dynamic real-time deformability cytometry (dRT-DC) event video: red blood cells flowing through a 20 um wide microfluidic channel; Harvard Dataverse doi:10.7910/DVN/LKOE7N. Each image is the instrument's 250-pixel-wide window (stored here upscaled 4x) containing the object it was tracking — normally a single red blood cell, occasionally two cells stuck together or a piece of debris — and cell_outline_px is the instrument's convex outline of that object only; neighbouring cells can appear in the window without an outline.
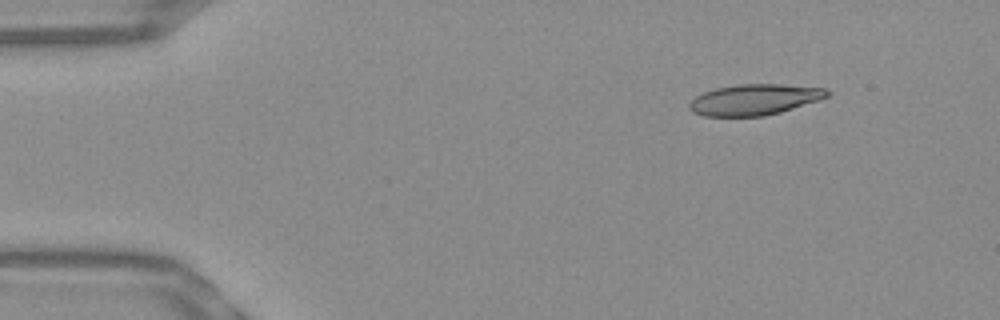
{"species": "Egyptian fruit bat (a non-hibernating species)", "species_latin": "Rousettus aegyptiacus", "temperature_condition": "warm", "stored_images_in_passage": 47, "camera_frame_rate_fps": 3000, "um_per_image_px": 0.085, "frame": {"image": 1, "passage_image": 1, "time_ms": 0.0, "image_size_px": [1000, 320], "cell_outline_px": [[832, 92], [828, 96], [820, 100], [780, 112], [764, 116], [704, 116], [692, 112], [688, 108], [688, 104], [696, 96], [704, 92], [716, 88], [740, 84], [780, 84], [824, 88]], "centroid_in_image_um": [64.13, 8.47], "position_along_channel_um": 20.9, "area_um2": 24.8}}
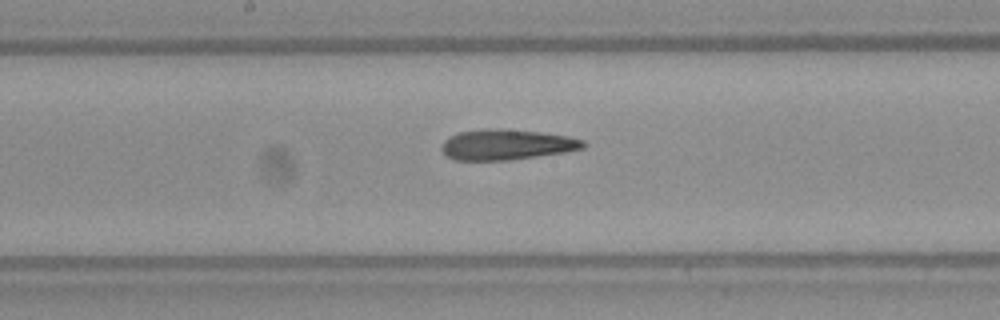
{"frame": {"image": 2, "passage_image": 22, "time_ms": 7.0, "image_size_px": [1000, 320], "cell_outline_px": [[588, 144], [584, 148], [564, 152], [508, 160], [452, 160], [444, 156], [440, 148], [444, 140], [460, 132], [496, 128], [500, 128], [540, 132], [568, 136], [584, 140]], "centroid_in_image_um": [43.05, 12.3], "position_along_channel_um": 205.1, "area_um2": 25.14}}
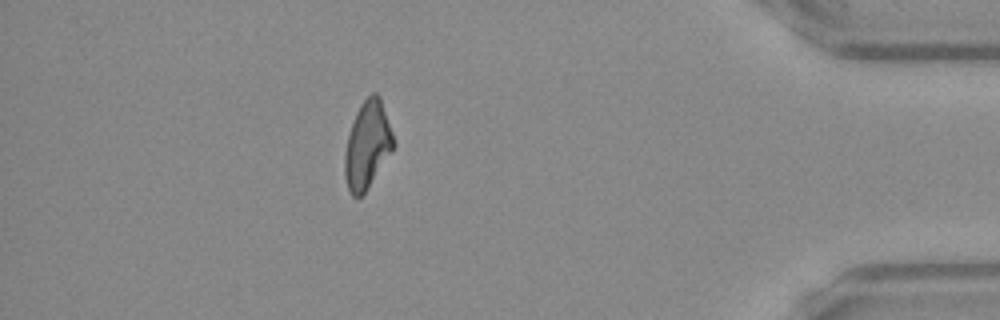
{"frame": {"image": 3, "passage_image": 41, "time_ms": 13.333, "image_size_px": [1000, 320], "cell_outline_px": [[396, 144], [364, 192], [360, 196], [352, 196], [348, 188], [344, 176], [344, 152], [348, 132], [356, 112], [360, 104], [372, 92], [376, 92], [380, 96]], "centroid_in_image_um": [31.2, 12.28], "position_along_channel_um": 404.0, "area_um2": 24.57}, "authors_computed_cell_mechanics": {"area_um2": 25.143, "velocity_mm_per_s": 3.8575, "shape_relaxation_time_tau1_ms": null, "shape_relaxation_time_tau2_ms": 4.1538, "deformation_change_tau1": null, "deformation_change_tau2": 0.1662}}